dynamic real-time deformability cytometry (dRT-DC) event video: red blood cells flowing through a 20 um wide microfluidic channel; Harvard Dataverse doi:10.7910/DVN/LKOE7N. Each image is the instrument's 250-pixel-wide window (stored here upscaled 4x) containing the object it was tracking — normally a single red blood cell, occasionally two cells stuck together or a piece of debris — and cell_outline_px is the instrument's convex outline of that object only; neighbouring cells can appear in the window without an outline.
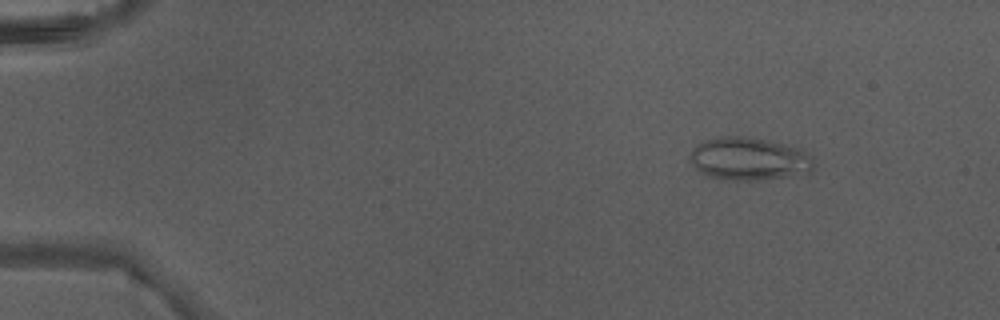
{"species": "Egyptian fruit bat (a non-hibernating species)", "species_latin": "Rousettus aegyptiacus", "temperature_condition": "warm", "stored_images_in_passage": 5, "camera_frame_rate_fps": 3000, "um_per_image_px": 0.085, "animal": {"sex": "male"}, "frame": {"image": 1, "passage_image": 2, "time_ms": 0.333, "image_size_px": [1000, 320], "cell_outline_px": [[812, 168], [808, 172], [756, 180], [724, 180], [708, 176], [700, 172], [688, 160], [688, 156], [692, 148], [704, 140], [716, 136], [740, 136], [764, 140], [784, 144], [808, 152], [812, 156]], "centroid_in_image_um": [63.57, 13.49], "position_along_channel_um": 21.4, "area_um2": 30.69}}